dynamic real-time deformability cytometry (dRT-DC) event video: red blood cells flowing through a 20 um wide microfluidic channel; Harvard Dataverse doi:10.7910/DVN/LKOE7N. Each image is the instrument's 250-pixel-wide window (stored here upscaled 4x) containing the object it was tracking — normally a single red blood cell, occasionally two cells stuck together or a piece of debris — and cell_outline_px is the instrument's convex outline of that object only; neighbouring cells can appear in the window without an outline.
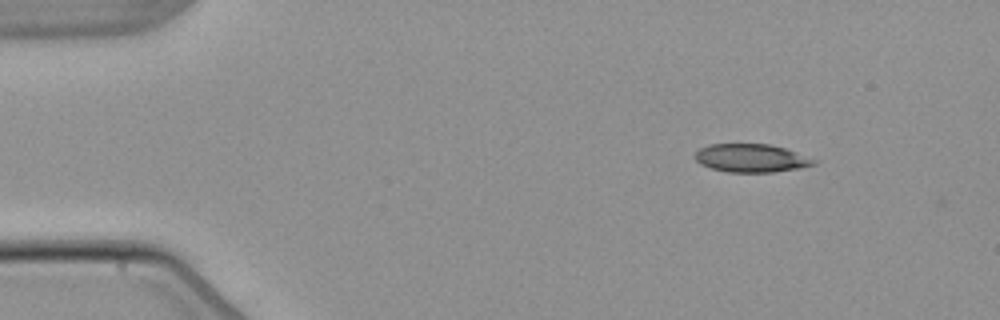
{"species": "common noctule bat (a hibernating species)", "species_latin": "Nyctalus noctula", "temperature_condition": "warm", "stored_images_in_passage": 5, "camera_frame_rate_fps": 3000, "um_per_image_px": 0.085, "animal": {"sex": "male", "body_mass_g": 21.5, "forearm_length_mm": 52.0}, "frame": {"image": 1, "passage_image": 1, "time_ms": 0.0, "image_size_px": [1000, 320], "cell_outline_px": [[816, 164], [800, 168], [772, 172], [728, 172], [712, 168], [700, 164], [696, 160], [696, 152], [700, 148], [708, 144], [768, 144], [784, 148], [816, 160]], "centroid_in_image_um": [63.83, 13.44], "position_along_channel_um": 21.2, "area_um2": 19.31}}
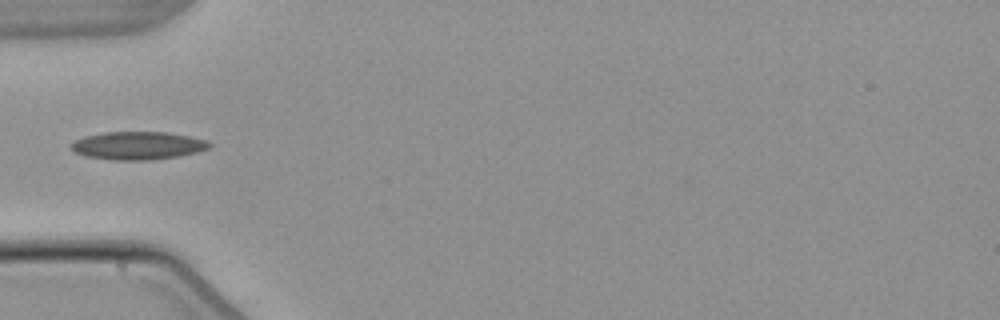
{"frame": {"image": 2, "passage_image": 4, "time_ms": 3.667, "image_size_px": [1000, 320], "cell_outline_px": [[212, 144], [208, 148], [200, 152], [180, 156], [148, 160], [112, 160], [84, 156], [76, 152], [72, 148], [72, 144], [76, 140], [84, 136], [104, 132], [168, 132], [208, 140]], "centroid_in_image_um": [11.76, 12.38], "position_along_channel_um": 73.2, "area_um2": 22.6}}
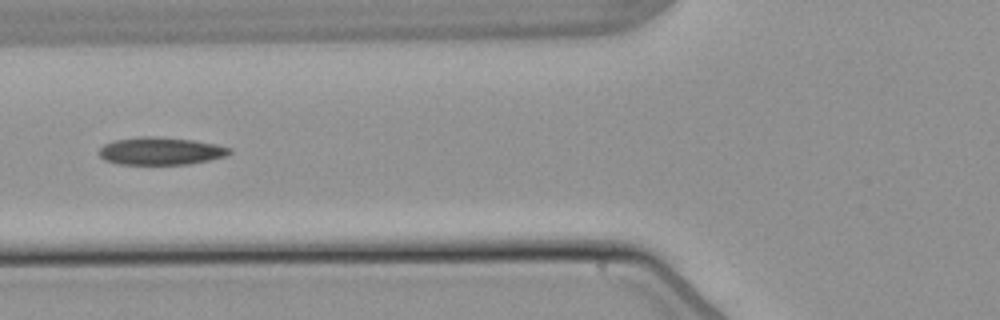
{"frame": {"image": 3, "passage_image": 5, "time_ms": 4.667, "image_size_px": [1000, 320], "cell_outline_px": [[232, 152], [228, 156], [188, 164], [116, 164], [104, 160], [100, 156], [100, 148], [104, 144], [116, 140], [140, 136], [156, 136], [192, 140], [216, 144], [232, 148]], "centroid_in_image_um": [13.68, 12.84], "position_along_channel_um": 112.1, "area_um2": 21.04}}